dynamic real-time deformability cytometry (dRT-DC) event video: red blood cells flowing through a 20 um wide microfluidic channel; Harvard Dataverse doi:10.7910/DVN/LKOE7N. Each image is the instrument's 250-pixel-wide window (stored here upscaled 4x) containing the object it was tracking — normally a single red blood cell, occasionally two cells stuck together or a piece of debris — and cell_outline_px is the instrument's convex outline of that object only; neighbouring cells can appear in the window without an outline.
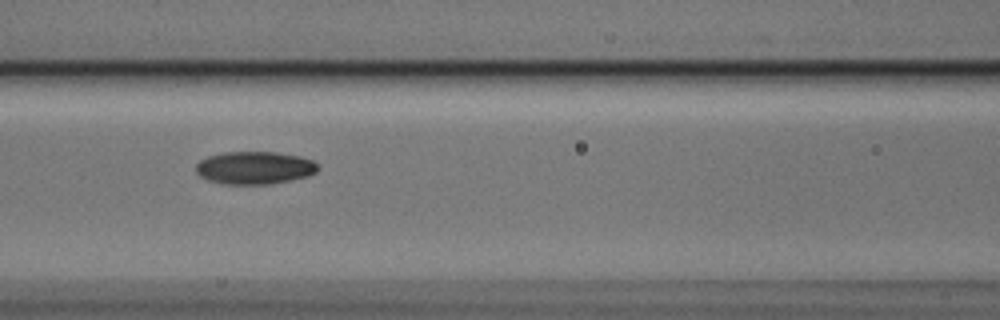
{"species": "Egyptian fruit bat (a non-hibernating species)", "species_latin": "Rousettus aegyptiacus", "temperature_condition": "cold", "stored_images_in_passage": 7, "camera_frame_rate_fps": 3000, "um_per_image_px": 0.085, "animal": {"sex": "male"}, "frame": {"image": 1, "passage_image": 5, "time_ms": 1.333, "image_size_px": [1000, 320], "cell_outline_px": [[320, 168], [316, 172], [308, 176], [268, 184], [224, 184], [208, 180], [200, 176], [196, 172], [196, 164], [200, 160], [208, 156], [224, 152], [276, 152], [300, 156], [312, 160]], "centroid_in_image_um": [21.63, 14.26], "position_along_channel_um": 145.0, "area_um2": 23.24}}
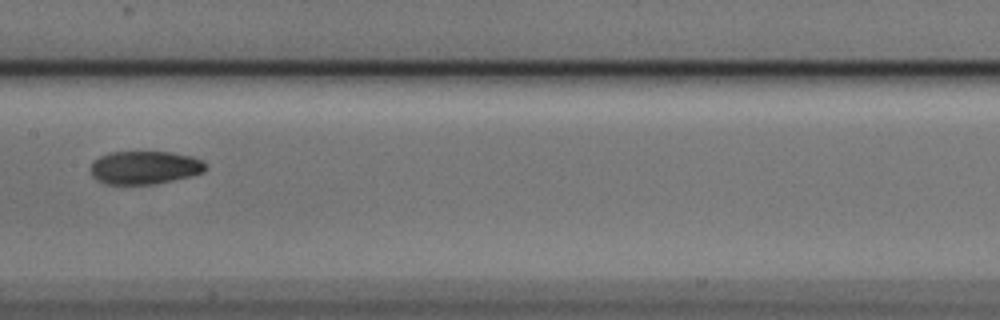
{"frame": {"image": 2, "passage_image": 6, "time_ms": 1.667, "image_size_px": [1000, 320], "cell_outline_px": [[208, 168], [204, 172], [192, 176], [156, 184], [104, 184], [96, 180], [92, 176], [88, 168], [92, 160], [108, 152], [172, 152], [192, 156], [204, 160], [208, 164]], "centroid_in_image_um": [12.3, 14.24], "position_along_channel_um": 195.1, "area_um2": 22.89}}
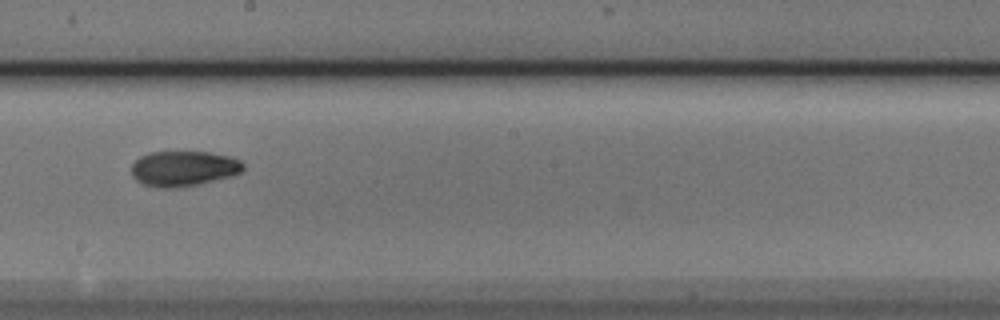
{"frame": {"image": 3, "passage_image": 7, "time_ms": 2.0, "image_size_px": [1000, 320], "cell_outline_px": [[244, 168], [240, 172], [232, 176], [200, 184], [172, 188], [160, 188], [144, 184], [136, 180], [132, 176], [132, 164], [140, 156], [148, 152], [208, 152], [232, 156], [240, 160], [244, 164]], "centroid_in_image_um": [15.62, 14.32], "position_along_channel_um": 232.6, "area_um2": 23.12}}